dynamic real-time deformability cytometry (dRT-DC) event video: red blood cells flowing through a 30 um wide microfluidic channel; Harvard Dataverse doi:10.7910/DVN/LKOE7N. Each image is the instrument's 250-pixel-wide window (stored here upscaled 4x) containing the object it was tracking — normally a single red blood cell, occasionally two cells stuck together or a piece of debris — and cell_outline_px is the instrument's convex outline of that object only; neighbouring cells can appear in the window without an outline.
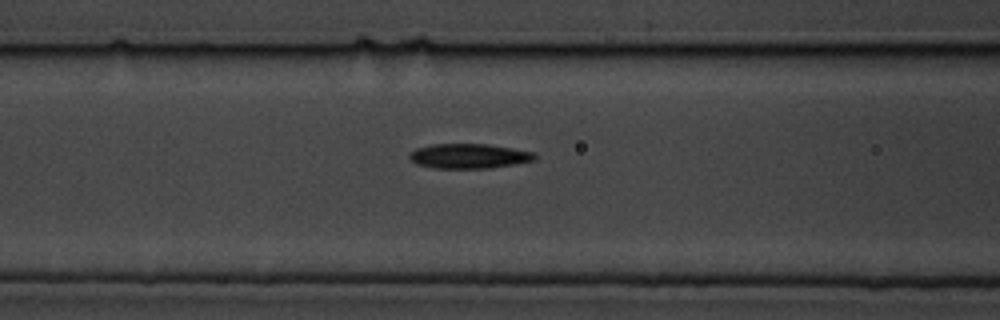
{"species": "common noctule bat (a hibernating species)", "species_latin": "Nyctalus noctula", "temperature_condition": "cold", "stored_images_in_passage": 15, "camera_frame_rate_fps": 3000, "um_per_image_px": 0.085, "animal": {"sex": "male", "body_mass_g": 19.5, "forearm_length_mm": 54.6}, "frame": {"image": 1, "passage_image": 13, "time_ms": 4.0, "image_size_px": [1000, 320], "cell_outline_px": [[536, 160], [488, 168], [436, 168], [416, 164], [408, 160], [408, 152], [416, 148], [432, 144], [488, 144], [536, 152]], "centroid_in_image_um": [39.82, 13.26], "position_along_channel_um": 126.8, "area_um2": 18.21}}